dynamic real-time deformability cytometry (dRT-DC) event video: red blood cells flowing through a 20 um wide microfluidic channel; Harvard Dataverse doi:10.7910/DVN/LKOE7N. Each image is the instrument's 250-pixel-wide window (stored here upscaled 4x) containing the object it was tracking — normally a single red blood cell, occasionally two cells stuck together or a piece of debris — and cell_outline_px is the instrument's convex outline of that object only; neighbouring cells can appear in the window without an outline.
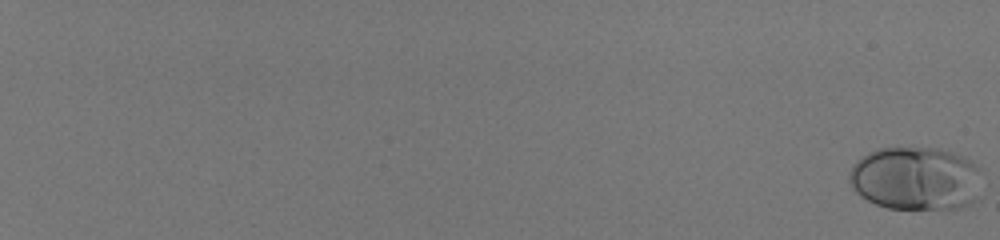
{"species": "human", "species_latin": "Homo sapiens", "temperature_condition": "room temperature", "stored_images_in_passage": 59, "camera_frame_rate_fps": 3000, "um_per_image_px": 0.085, "donor": {"sex": "male"}, "frame": {"image": 1, "passage_image": 1, "time_ms": 0.0, "image_size_px": [1000, 240], "cell_outline_px": [[980, 168], [972, 200], [968, 204], [956, 208], [888, 208], [876, 204], [860, 196], [852, 188], [848, 180], [848, 172], [852, 164], [856, 160], [868, 152], [876, 148], [940, 148], [956, 152], [972, 160]], "centroid_in_image_um": [77.75, 15.13], "position_along_channel_um": 7.3, "area_um2": 48.9}}
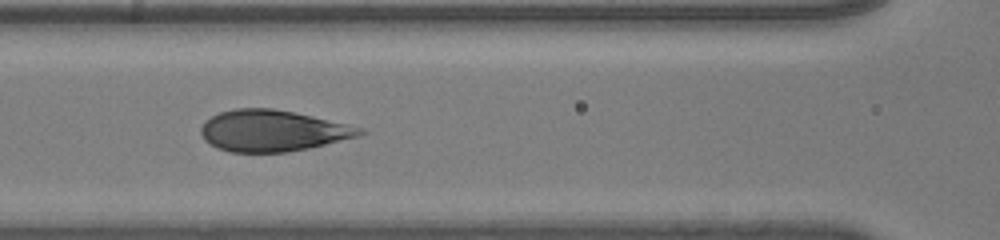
{"frame": {"image": 2, "passage_image": 34, "time_ms": 11.0, "image_size_px": [1000, 240], "cell_outline_px": [[368, 132], [360, 136], [308, 148], [288, 152], [228, 152], [216, 148], [204, 140], [200, 132], [200, 128], [204, 120], [220, 112], [236, 108], [272, 108], [312, 116], [348, 124], [360, 128]], "centroid_in_image_um": [23.13, 11.12], "position_along_channel_um": 143.5, "area_um2": 38.26}}
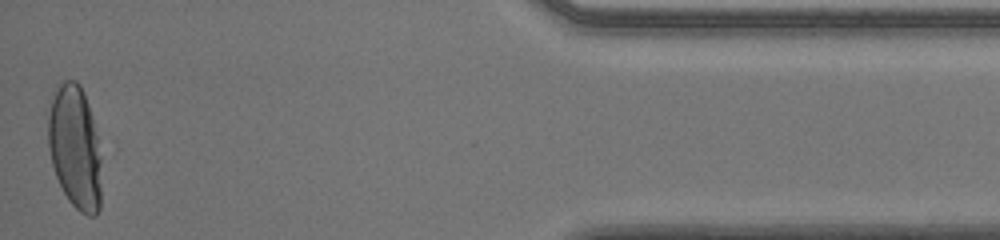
{"frame": {"image": 3, "passage_image": 59, "time_ms": 19.333, "image_size_px": [1000, 240], "cell_outline_px": [[100, 208], [96, 216], [88, 216], [80, 212], [68, 200], [56, 176], [52, 164], [48, 148], [44, 112], [60, 84], [64, 80], [76, 80], [80, 84], [88, 104], [96, 136], [100, 156]], "centroid_in_image_um": [6.31, 12.5], "position_along_channel_um": 428.9, "area_um2": 38.73}, "authors_computed_cell_mechanics": {"area_um2": 41.038, "velocity_mm_per_s": 4.0129, "shape_relaxation_time_tau1_ms": 4.4991, "shape_relaxation_time_tau2_ms": null, "deformation_change_tau1": 0.2064, "deformation_change_tau2": null}}